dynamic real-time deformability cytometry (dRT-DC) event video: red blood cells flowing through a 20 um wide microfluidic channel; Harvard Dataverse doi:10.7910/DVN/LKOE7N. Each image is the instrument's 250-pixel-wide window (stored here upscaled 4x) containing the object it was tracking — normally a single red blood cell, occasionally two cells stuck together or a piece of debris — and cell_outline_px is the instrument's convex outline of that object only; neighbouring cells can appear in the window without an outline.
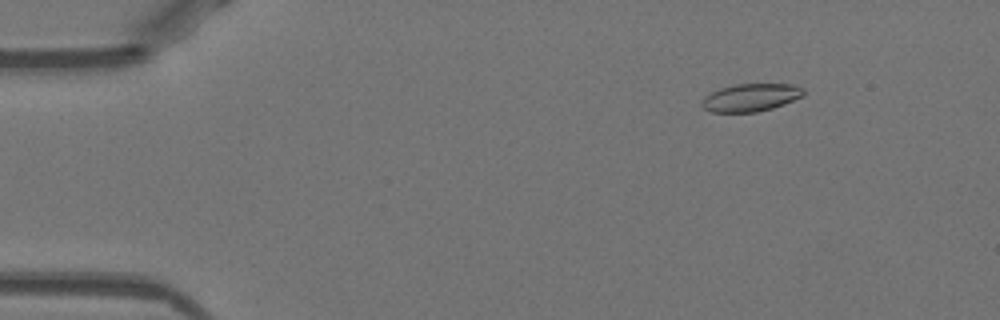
{"species": "Egyptian fruit bat (a non-hibernating species)", "species_latin": "Rousettus aegyptiacus", "temperature_condition": "warm", "stored_images_in_passage": 16, "camera_frame_rate_fps": 3000, "um_per_image_px": 0.085, "animal": {"sex": "female"}, "frame": {"image": 1, "passage_image": 7, "time_ms": 2.0, "image_size_px": [1000, 320], "cell_outline_px": [[804, 96], [784, 104], [772, 108], [756, 112], [712, 112], [704, 108], [700, 104], [700, 100], [704, 96], [720, 88], [736, 84], [792, 84], [804, 88]], "centroid_in_image_um": [63.81, 8.29], "position_along_channel_um": 21.2, "area_um2": 16.53}}